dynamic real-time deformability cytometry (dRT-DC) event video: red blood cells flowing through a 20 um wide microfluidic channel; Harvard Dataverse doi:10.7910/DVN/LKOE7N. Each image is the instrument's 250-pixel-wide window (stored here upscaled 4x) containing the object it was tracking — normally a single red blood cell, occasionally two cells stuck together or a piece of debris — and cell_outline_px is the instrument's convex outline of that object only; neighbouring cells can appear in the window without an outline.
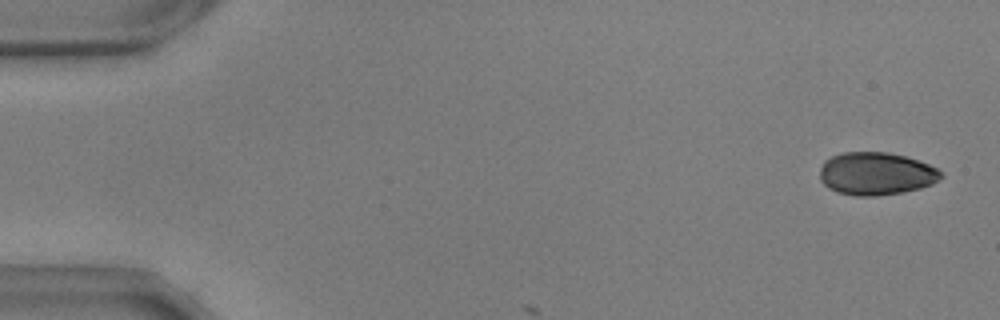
{"species": "common noctule bat (a hibernating species)", "species_latin": "Nyctalus noctula", "temperature_condition": "warm", "stored_images_in_passage": 7, "camera_frame_rate_fps": 3000, "um_per_image_px": 0.085, "animal": {"sex": "male", "body_mass_g": 17.9, "forearm_length_mm": 54.2}, "frame": {"image": 1, "passage_image": 2, "time_ms": 0.333, "image_size_px": [1000, 320], "cell_outline_px": [[944, 176], [932, 184], [920, 188], [900, 192], [876, 196], [856, 196], [836, 192], [828, 188], [820, 180], [820, 168], [824, 160], [840, 152], [888, 152], [904, 156], [928, 164], [944, 172]], "centroid_in_image_um": [74.45, 14.76], "position_along_channel_um": 10.6, "area_um2": 30.35}}